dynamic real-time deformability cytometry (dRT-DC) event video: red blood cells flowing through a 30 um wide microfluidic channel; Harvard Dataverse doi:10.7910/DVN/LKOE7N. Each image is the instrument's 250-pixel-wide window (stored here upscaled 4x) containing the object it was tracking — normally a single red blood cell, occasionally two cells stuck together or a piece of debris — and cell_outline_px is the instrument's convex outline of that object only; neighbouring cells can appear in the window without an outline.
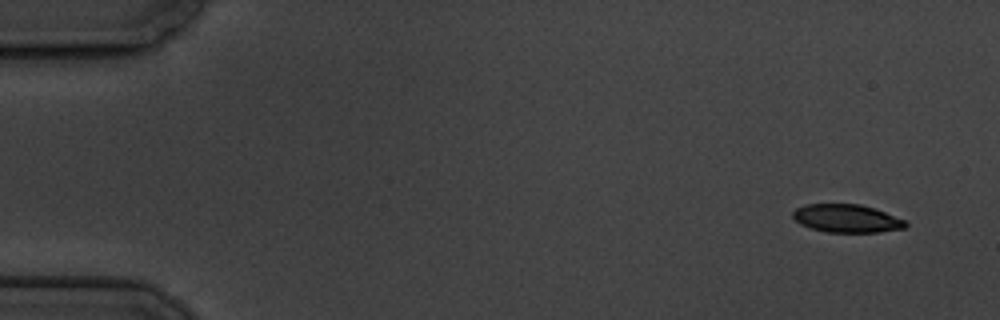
{"species": "common noctule bat (a hibernating species)", "species_latin": "Nyctalus noctula", "temperature_condition": "cold", "stored_images_in_passage": 5, "camera_frame_rate_fps": 3000, "um_per_image_px": 0.085, "animal": {"sex": "male", "body_mass_g": 19.5, "forearm_length_mm": 54.6}, "frame": {"image": 1, "passage_image": 1, "time_ms": 0.0, "image_size_px": [1000, 320], "cell_outline_px": [[908, 224], [904, 228], [880, 232], [828, 232], [812, 228], [800, 224], [792, 216], [792, 212], [796, 208], [804, 204], [860, 204], [876, 208], [908, 220]], "centroid_in_image_um": [72.02, 18.55], "position_along_channel_um": 13.0, "area_um2": 18.67}}
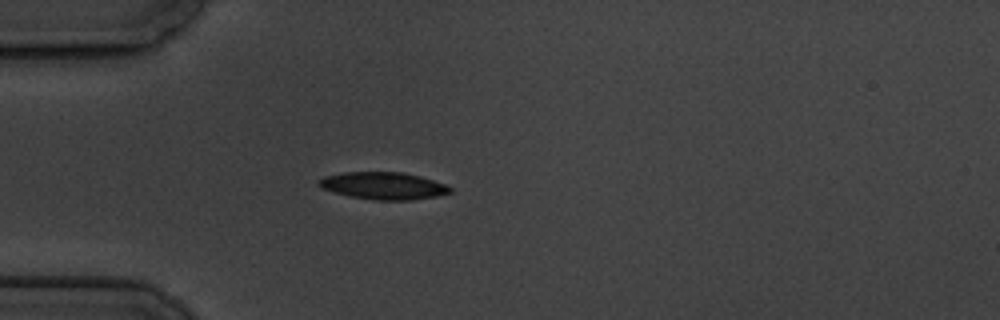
{"frame": {"image": 2, "passage_image": 5, "time_ms": 4.333, "image_size_px": [1000, 320], "cell_outline_px": [[452, 192], [436, 196], [412, 200], [376, 200], [348, 196], [320, 188], [316, 184], [324, 176], [344, 172], [400, 172], [420, 176], [444, 184], [452, 188]], "centroid_in_image_um": [32.56, 15.79], "position_along_channel_um": 52.4, "area_um2": 20.81}}